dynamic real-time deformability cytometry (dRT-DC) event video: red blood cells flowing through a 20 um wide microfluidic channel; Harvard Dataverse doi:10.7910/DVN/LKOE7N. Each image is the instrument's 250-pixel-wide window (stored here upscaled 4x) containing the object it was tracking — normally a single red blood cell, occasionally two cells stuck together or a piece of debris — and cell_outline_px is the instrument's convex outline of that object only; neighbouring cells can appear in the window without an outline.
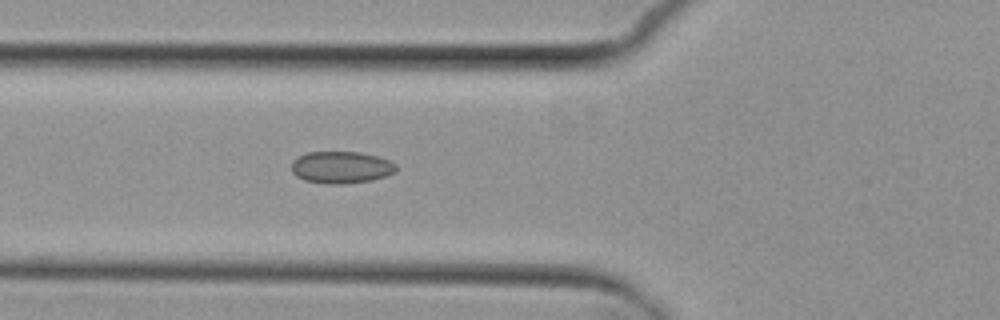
{"species": "common noctule bat (a hibernating species)", "species_latin": "Nyctalus noctula", "temperature_condition": "cold", "stored_images_in_passage": 3, "camera_frame_rate_fps": 3000, "um_per_image_px": 0.085, "animal": {"sex": "female", "body_mass_g": 29.2, "forearm_length_mm": 56.3}, "frame": {"image": 1, "passage_image": 3, "time_ms": 2.333, "image_size_px": [1000, 320], "cell_outline_px": [[396, 172], [372, 180], [348, 184], [324, 184], [304, 180], [296, 176], [292, 172], [292, 160], [308, 152], [360, 152], [376, 156], [388, 160], [396, 164]], "centroid_in_image_um": [28.99, 14.23], "position_along_channel_um": 96.8, "area_um2": 19.59}}